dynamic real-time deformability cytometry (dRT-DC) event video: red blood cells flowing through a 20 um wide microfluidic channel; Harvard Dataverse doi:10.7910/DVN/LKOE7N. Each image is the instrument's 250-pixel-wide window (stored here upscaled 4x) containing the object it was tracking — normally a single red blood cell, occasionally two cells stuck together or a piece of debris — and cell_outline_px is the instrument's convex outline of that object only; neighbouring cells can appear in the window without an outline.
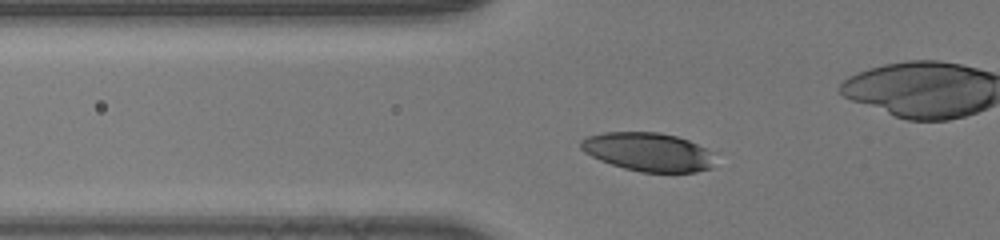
{"species": "human", "species_latin": "Homo sapiens", "temperature_condition": "room temperature", "stored_images_in_passage": 43, "camera_frame_rate_fps": 3000, "um_per_image_px": 0.085, "donor": {"sex": "male"}, "frame": {"image": 1, "passage_image": 17, "time_ms": 5.333, "image_size_px": [1000, 240], "cell_outline_px": [[712, 168], [696, 172], [640, 172], [624, 168], [600, 160], [584, 152], [580, 148], [580, 140], [588, 136], [604, 132], [660, 132], [676, 136], [688, 140], [712, 152]], "centroid_in_image_um": [55.07, 12.91], "position_along_channel_um": 70.7, "area_um2": 30.06}}
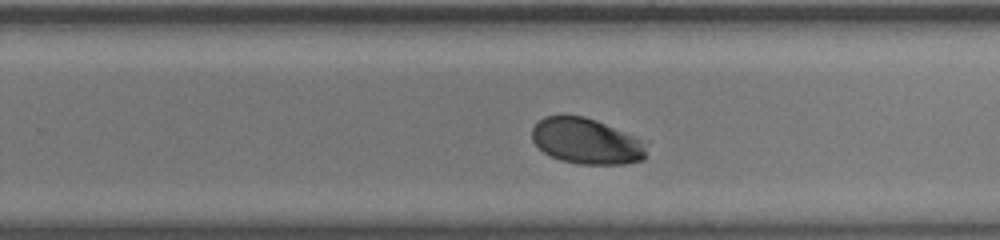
{"frame": {"image": 2, "passage_image": 32, "time_ms": 10.333, "image_size_px": [1000, 240], "cell_outline_px": [[648, 140], [644, 160], [624, 164], [580, 164], [560, 160], [544, 152], [532, 140], [532, 128], [544, 116], [584, 116], [596, 120]], "centroid_in_image_um": [49.92, 12.0], "position_along_channel_um": 279.9, "area_um2": 30.81}}
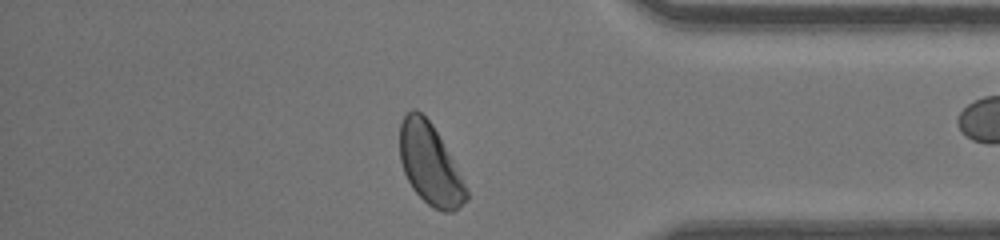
{"frame": {"image": 3, "passage_image": 41, "time_ms": 13.333, "image_size_px": [1000, 240], "cell_outline_px": [[468, 200], [452, 212], [444, 212], [432, 208], [412, 188], [404, 172], [400, 160], [400, 124], [404, 116], [412, 108], [416, 108], [432, 124], [468, 188]], "centroid_in_image_um": [36.55, 13.98], "position_along_channel_um": 398.7, "area_um2": 31.04}}